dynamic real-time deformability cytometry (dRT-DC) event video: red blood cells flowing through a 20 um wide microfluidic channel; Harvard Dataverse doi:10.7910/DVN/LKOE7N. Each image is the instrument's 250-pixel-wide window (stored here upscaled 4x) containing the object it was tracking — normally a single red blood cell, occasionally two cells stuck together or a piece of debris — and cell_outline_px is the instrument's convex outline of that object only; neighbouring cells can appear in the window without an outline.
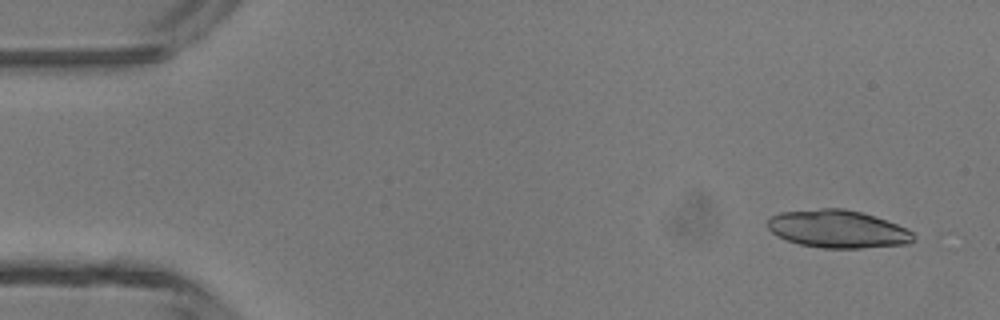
{"species": "common noctule bat (a hibernating species)", "species_latin": "Nyctalus noctula", "temperature_condition": "room temperature", "stored_images_in_passage": 15, "camera_frame_rate_fps": 3000, "um_per_image_px": 0.085, "animal": {"sex": "male", "body_mass_g": 13.3}, "frame": {"image": 1, "passage_image": 3, "time_ms": 0.667, "image_size_px": [1000, 320], "cell_outline_px": [[916, 236], [908, 244], [860, 248], [824, 248], [800, 244], [776, 236], [768, 228], [768, 220], [772, 216], [780, 212], [820, 208], [844, 208], [876, 216], [896, 224], [912, 232]], "centroid_in_image_um": [71.2, 19.46], "position_along_channel_um": 13.8, "area_um2": 32.02}}